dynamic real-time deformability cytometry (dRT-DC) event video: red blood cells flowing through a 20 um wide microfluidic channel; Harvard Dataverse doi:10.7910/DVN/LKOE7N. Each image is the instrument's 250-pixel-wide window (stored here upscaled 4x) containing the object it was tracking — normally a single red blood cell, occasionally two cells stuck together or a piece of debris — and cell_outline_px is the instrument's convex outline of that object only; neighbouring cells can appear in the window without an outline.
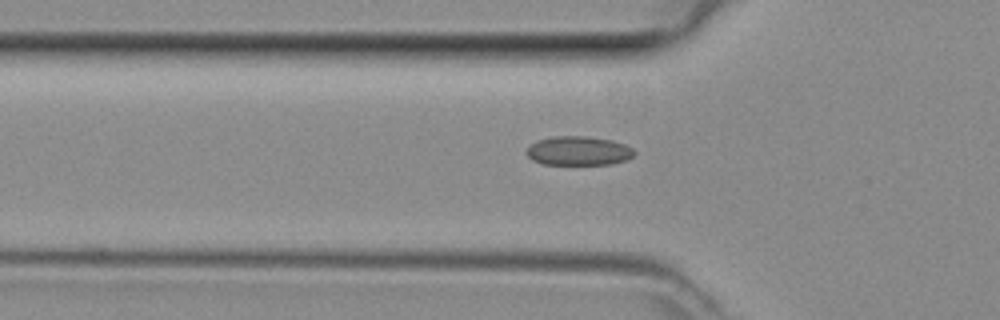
{"species": "common noctule bat (a hibernating species)", "species_latin": "Nyctalus noctula", "temperature_condition": "room temperature", "stored_images_in_passage": 41, "camera_frame_rate_fps": 3000, "um_per_image_px": 0.085, "animal": {"sex": "female", "body_mass_g": 29.2, "forearm_length_mm": 56.3}, "frame": {"image": 1, "passage_image": 15, "time_ms": 4.667, "image_size_px": [1000, 320], "cell_outline_px": [[636, 152], [628, 160], [612, 164], [544, 164], [532, 160], [524, 152], [536, 140], [552, 136], [588, 136], [612, 140], [624, 144], [632, 148]], "centroid_in_image_um": [49.17, 12.82], "position_along_channel_um": 76.6, "area_um2": 18.38}}
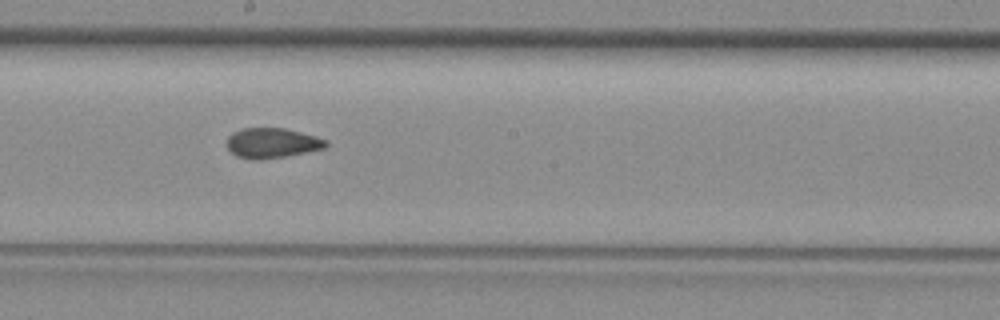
{"frame": {"image": 2, "passage_image": 25, "time_ms": 8.0, "image_size_px": [1000, 320], "cell_outline_px": [[328, 144], [324, 148], [284, 156], [260, 160], [252, 160], [236, 156], [228, 148], [228, 136], [232, 132], [244, 128], [284, 128], [316, 136], [328, 140]], "centroid_in_image_um": [23.11, 12.15], "position_along_channel_um": 225.1, "area_um2": 17.22}}
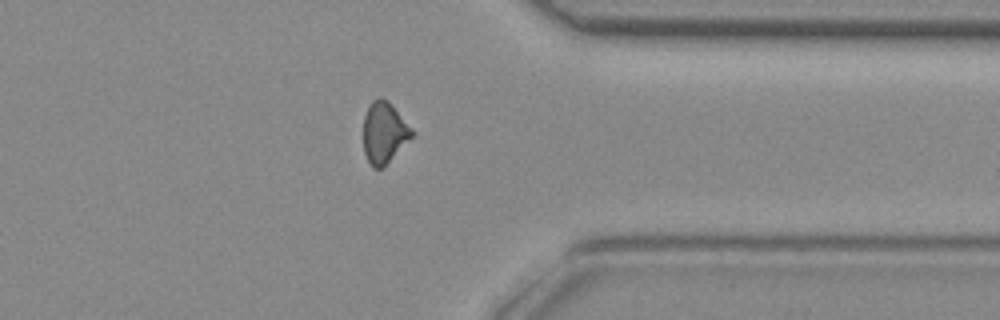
{"frame": {"image": 3, "passage_image": 36, "time_ms": 11.667, "image_size_px": [1000, 320], "cell_outline_px": [[416, 132], [380, 168], [372, 168], [364, 152], [364, 116], [372, 100], [376, 96], [380, 96], [388, 100], [392, 104]], "centroid_in_image_um": [32.65, 11.2], "position_along_channel_um": 378.8, "area_um2": 17.05}}